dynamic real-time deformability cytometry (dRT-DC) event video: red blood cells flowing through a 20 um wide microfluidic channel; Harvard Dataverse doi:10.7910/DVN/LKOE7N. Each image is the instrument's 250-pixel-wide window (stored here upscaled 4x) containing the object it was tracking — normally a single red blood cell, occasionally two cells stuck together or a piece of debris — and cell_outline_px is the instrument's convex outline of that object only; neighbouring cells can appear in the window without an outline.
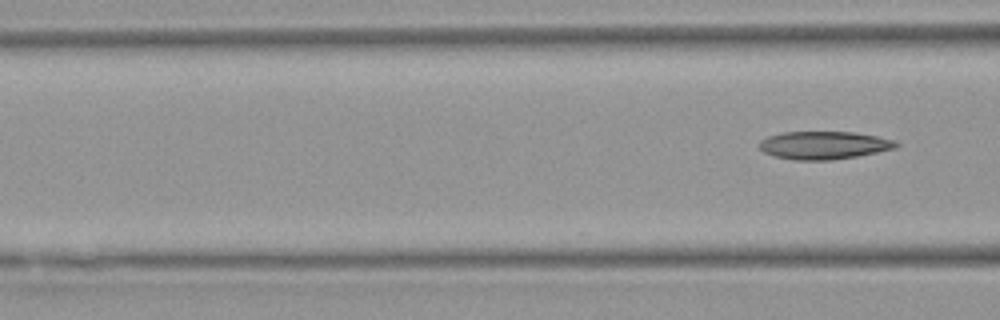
{"species": "Egyptian fruit bat (a non-hibernating species)", "species_latin": "Rousettus aegyptiacus", "temperature_condition": "warm", "stored_images_in_passage": 5, "segment_of_instrument_passage": [2, 2], "camera_frame_rate_fps": 3000, "um_per_image_px": 0.085, "animal": {"sex": "female"}, "frame": {"image": 1, "passage_image": 5, "time_ms": 5.667, "image_size_px": [1000, 320], "cell_outline_px": [[900, 144], [896, 148], [856, 156], [832, 160], [792, 160], [776, 156], [764, 152], [756, 144], [760, 140], [768, 136], [780, 132], [852, 132], [876, 136], [896, 140]], "centroid_in_image_um": [70.01, 12.34], "position_along_channel_um": 96.6, "area_um2": 22.31}}